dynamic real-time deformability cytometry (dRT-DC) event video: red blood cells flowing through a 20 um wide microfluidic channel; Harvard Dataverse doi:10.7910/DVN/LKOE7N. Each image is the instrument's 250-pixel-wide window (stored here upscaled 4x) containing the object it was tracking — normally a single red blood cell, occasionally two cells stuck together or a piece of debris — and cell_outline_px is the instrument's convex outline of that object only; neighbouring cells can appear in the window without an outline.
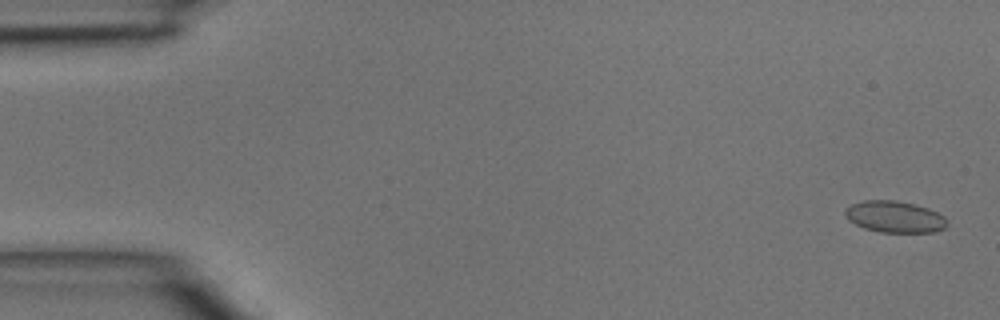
{"species": "common noctule bat (a hibernating species)", "species_latin": "Nyctalus noctula", "temperature_condition": "room temperature", "stored_images_in_passage": 25, "camera_frame_rate_fps": 3000, "um_per_image_px": 0.085, "animal": {"sex": "male", "body_mass_g": 15.6}, "frame": {"image": 1, "passage_image": 2, "time_ms": 0.333, "image_size_px": [1000, 320], "cell_outline_px": [[948, 224], [944, 228], [932, 232], [880, 232], [864, 228], [848, 220], [844, 212], [844, 208], [852, 204], [864, 200], [896, 200], [916, 204], [928, 208], [944, 216], [948, 220]], "centroid_in_image_um": [76.04, 18.42], "position_along_channel_um": 9.0, "area_um2": 18.84}}
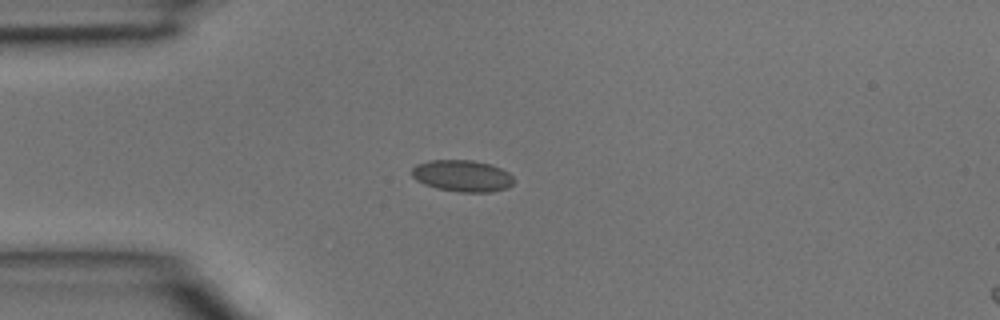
{"frame": {"image": 2, "passage_image": 12, "time_ms": 3.667, "image_size_px": [1000, 320], "cell_outline_px": [[516, 180], [508, 188], [492, 192], [460, 192], [436, 188], [424, 184], [416, 180], [412, 176], [412, 168], [416, 164], [428, 160], [472, 160], [492, 164], [508, 172]], "centroid_in_image_um": [39.31, 14.94], "position_along_channel_um": 45.7, "area_um2": 19.02}}
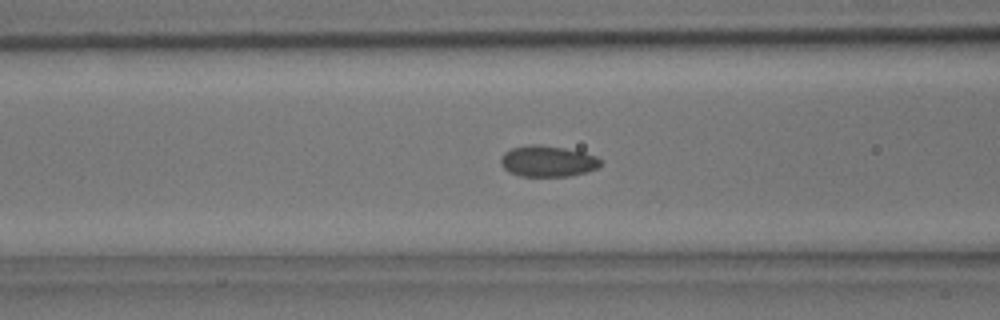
{"frame": {"image": 3, "passage_image": 18, "time_ms": 5.667, "image_size_px": [1000, 320], "cell_outline_px": [[600, 164], [596, 168], [584, 172], [568, 176], [520, 176], [508, 172], [500, 164], [500, 160], [504, 152], [512, 148], [528, 144], [540, 144], [564, 148], [584, 152], [596, 156], [600, 160]], "centroid_in_image_um": [46.5, 13.69], "position_along_channel_um": 120.1, "area_um2": 18.03}}